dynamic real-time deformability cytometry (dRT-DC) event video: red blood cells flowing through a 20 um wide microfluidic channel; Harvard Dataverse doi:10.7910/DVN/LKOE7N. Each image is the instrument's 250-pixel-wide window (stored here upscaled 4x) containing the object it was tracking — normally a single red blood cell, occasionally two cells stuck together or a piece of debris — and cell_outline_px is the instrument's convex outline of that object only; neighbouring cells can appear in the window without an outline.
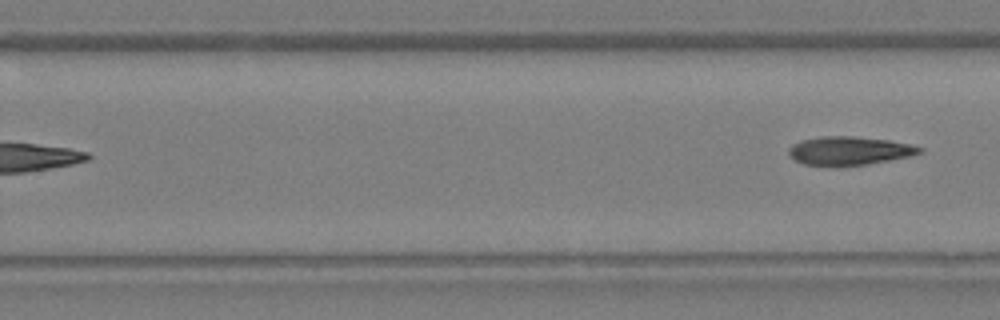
{"species": "Egyptian fruit bat (a non-hibernating species)", "species_latin": "Rousettus aegyptiacus", "temperature_condition": "warm", "stored_images_in_passage": 20, "segment_of_instrument_passage": [2, 2], "camera_frame_rate_fps": 3000, "um_per_image_px": 0.085, "animal": {"sex": "female"}, "frame": {"image": 1, "passage_image": 20, "time_ms": 6.333, "image_size_px": [1000, 320], "cell_outline_px": [[924, 152], [908, 156], [868, 164], [804, 164], [796, 160], [788, 152], [788, 148], [792, 144], [800, 140], [820, 136], [852, 136], [888, 140], [908, 144], [924, 148]], "centroid_in_image_um": [72.19, 12.78], "position_along_channel_um": 257.6, "area_um2": 21.15}}